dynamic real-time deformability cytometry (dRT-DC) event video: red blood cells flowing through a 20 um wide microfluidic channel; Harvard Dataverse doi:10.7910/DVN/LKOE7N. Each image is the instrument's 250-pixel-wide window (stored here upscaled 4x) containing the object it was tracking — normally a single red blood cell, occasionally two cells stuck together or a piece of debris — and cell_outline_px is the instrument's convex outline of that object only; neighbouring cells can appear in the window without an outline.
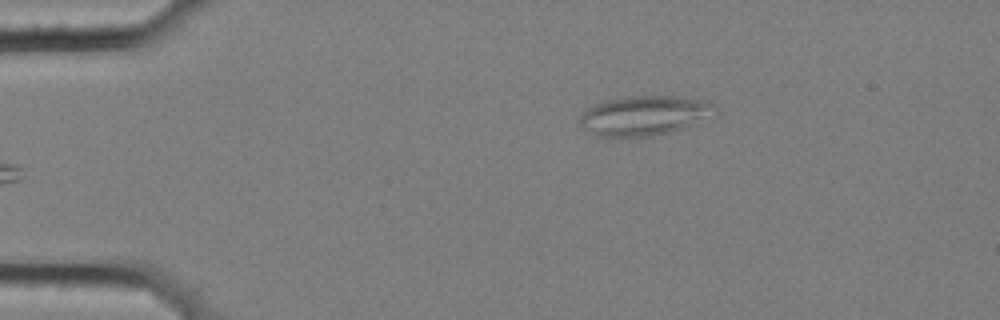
{"species": "common noctule bat (a hibernating species)", "species_latin": "Nyctalus noctula", "temperature_condition": "cold", "stored_images_in_passage": 5, "camera_frame_rate_fps": 3000, "um_per_image_px": 0.085, "animal": {"sex": "female", "body_mass_g": 25.1}, "frame": {"image": 1, "passage_image": 5, "time_ms": 1.333, "image_size_px": [1000, 320], "cell_outline_px": [[716, 116], [696, 124], [668, 132], [648, 136], [596, 136], [584, 128], [580, 124], [580, 116], [588, 108], [604, 100], [632, 96], [676, 96], [700, 100], [716, 104]], "centroid_in_image_um": [54.83, 9.81], "position_along_channel_um": 30.2, "area_um2": 31.15}}